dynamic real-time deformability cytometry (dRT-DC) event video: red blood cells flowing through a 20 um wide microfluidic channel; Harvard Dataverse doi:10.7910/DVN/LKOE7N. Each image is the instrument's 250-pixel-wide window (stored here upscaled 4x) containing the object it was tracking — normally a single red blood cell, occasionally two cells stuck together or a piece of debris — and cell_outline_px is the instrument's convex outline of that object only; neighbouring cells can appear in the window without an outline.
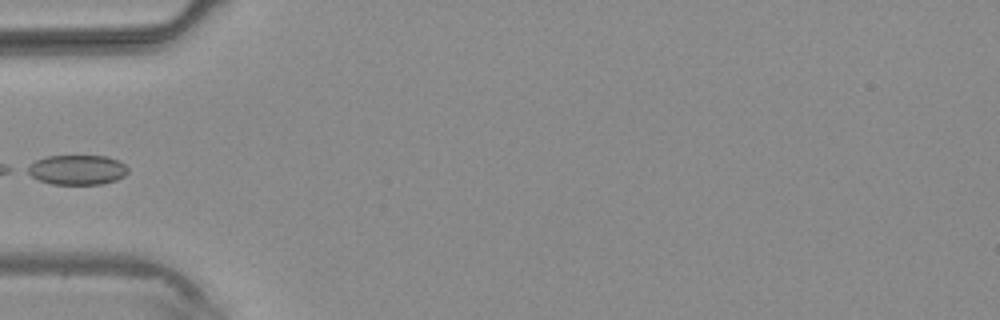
{"species": "common noctule bat (a hibernating species)", "species_latin": "Nyctalus noctula", "temperature_condition": "warm", "stored_images_in_passage": 3, "camera_frame_rate_fps": 3000, "um_per_image_px": 0.085, "animal": {"sex": "male", "body_mass_g": 20.4}, "frame": {"image": 1, "passage_image": 3, "time_ms": 2.333, "image_size_px": [1000, 320], "cell_outline_px": [[128, 172], [124, 176], [116, 180], [100, 184], [52, 184], [40, 180], [24, 172], [24, 168], [36, 160], [48, 156], [104, 156], [116, 160], [124, 164], [128, 168]], "centroid_in_image_um": [6.52, 14.44], "position_along_channel_um": 78.5, "area_um2": 17.4}}